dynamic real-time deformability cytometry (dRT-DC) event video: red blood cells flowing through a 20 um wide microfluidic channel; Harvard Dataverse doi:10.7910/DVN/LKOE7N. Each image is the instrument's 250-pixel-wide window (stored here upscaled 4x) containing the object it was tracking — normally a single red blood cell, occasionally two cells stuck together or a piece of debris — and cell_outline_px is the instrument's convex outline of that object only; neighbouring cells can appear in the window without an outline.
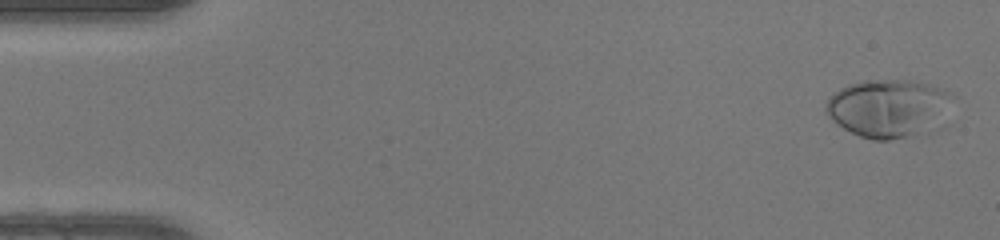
{"species": "human", "species_latin": "Homo sapiens", "temperature_condition": "warm", "stored_images_in_passage": 50, "camera_frame_rate_fps": 3000, "um_per_image_px": 0.085, "donor": {"sex": "female"}, "frame": {"image": 1, "passage_image": 2, "time_ms": 0.333, "image_size_px": [1000, 240], "cell_outline_px": [[948, 92], [912, 132], [904, 136], [888, 140], [872, 140], [860, 136], [836, 124], [824, 112], [824, 104], [832, 92], [848, 84], [864, 80], [904, 80], [928, 84], [944, 88]], "centroid_in_image_um": [75.02, 9.11], "position_along_channel_um": 10.0, "area_um2": 38.55}}
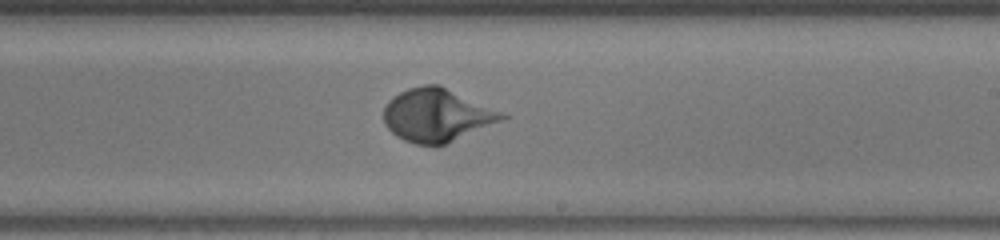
{"frame": {"image": 2, "passage_image": 30, "time_ms": 9.667, "image_size_px": [1000, 240], "cell_outline_px": [[508, 116], [504, 120], [444, 144], [416, 144], [404, 140], [396, 136], [384, 124], [384, 108], [388, 100], [392, 96], [408, 88], [424, 84], [440, 84], [500, 112]], "centroid_in_image_um": [37.09, 9.77], "position_along_channel_um": 251.9, "area_um2": 36.13}}
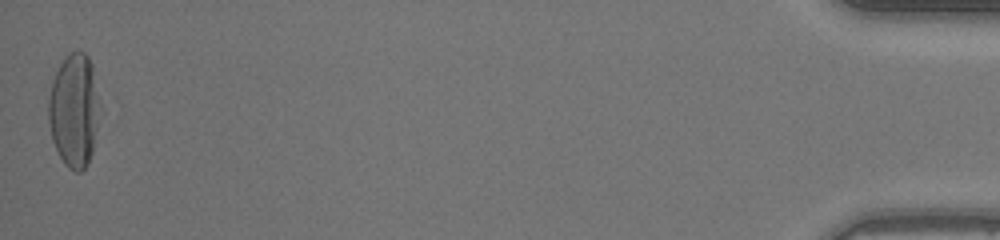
{"frame": {"image": 3, "passage_image": 50, "time_ms": 16.333, "image_size_px": [1000, 240], "cell_outline_px": [[96, 128], [92, 152], [88, 164], [80, 172], [76, 172], [68, 168], [64, 164], [52, 140], [48, 120], [48, 100], [52, 80], [60, 64], [72, 52], [84, 52], [88, 56], [92, 64], [96, 124]], "centroid_in_image_um": [6.22, 9.44], "position_along_channel_um": 429.0, "area_um2": 32.54}, "authors_computed_cell_mechanics": {"area_um2": 35.1713, "velocity_mm_per_s": 4.1442, "shape_relaxation_time_tau1_ms": 3.1471, "shape_relaxation_time_tau2_ms": null, "deformation_change_tau1": 0.2369, "deformation_change_tau2": null}}